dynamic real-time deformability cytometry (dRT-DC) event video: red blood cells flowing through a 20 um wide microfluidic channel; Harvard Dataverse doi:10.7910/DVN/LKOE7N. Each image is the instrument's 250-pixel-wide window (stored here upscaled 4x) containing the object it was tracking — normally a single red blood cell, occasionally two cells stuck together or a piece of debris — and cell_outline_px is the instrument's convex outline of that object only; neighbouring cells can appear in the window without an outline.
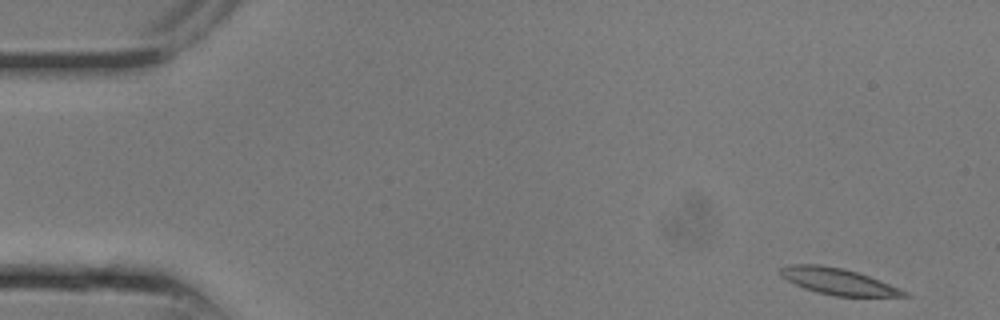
{"species": "common noctule bat (a hibernating species)", "species_latin": "Nyctalus noctula", "temperature_condition": "room temperature", "stored_images_in_passage": 7, "camera_frame_rate_fps": 3000, "um_per_image_px": 0.085, "animal": {"sex": "male", "body_mass_g": 13.3}, "frame": {"image": 1, "passage_image": 1, "time_ms": 0.0, "image_size_px": [1000, 320], "cell_outline_px": [[912, 296], [832, 296], [816, 292], [804, 288], [780, 276], [776, 272], [780, 268], [792, 264], [820, 264], [844, 268], [880, 280], [900, 288], [908, 292]], "centroid_in_image_um": [71.21, 23.91], "position_along_channel_um": 13.8, "area_um2": 19.07}}
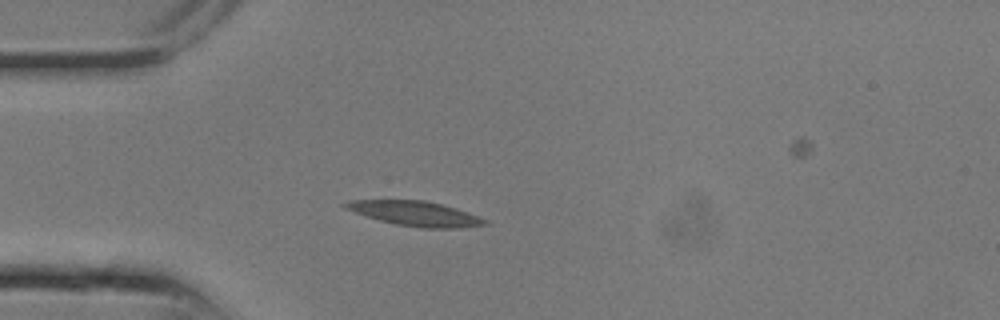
{"frame": {"image": 2, "passage_image": 6, "time_ms": 1.667, "image_size_px": [1000, 320], "cell_outline_px": [[488, 224], [456, 228], [424, 228], [396, 224], [380, 220], [344, 208], [340, 204], [348, 200], [424, 200], [456, 208], [488, 220]], "centroid_in_image_um": [35.28, 18.14], "position_along_channel_um": 49.7, "area_um2": 19.83}}